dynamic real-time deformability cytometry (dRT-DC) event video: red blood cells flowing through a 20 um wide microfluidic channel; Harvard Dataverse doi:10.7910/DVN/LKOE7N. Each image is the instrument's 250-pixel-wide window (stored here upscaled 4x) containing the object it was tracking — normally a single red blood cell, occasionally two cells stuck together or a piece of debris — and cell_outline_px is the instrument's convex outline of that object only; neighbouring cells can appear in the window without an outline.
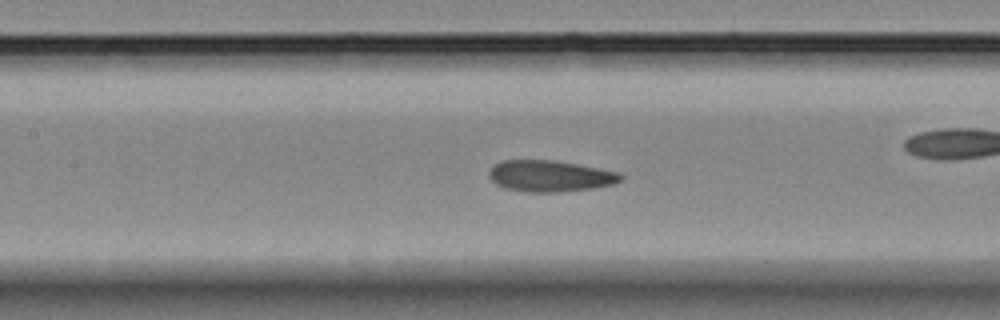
{"species": "Egyptian fruit bat (a non-hibernating species)", "species_latin": "Rousettus aegyptiacus", "temperature_condition": "room temperature", "stored_images_in_passage": 8, "camera_frame_rate_fps": 3000, "um_per_image_px": 0.085, "animal": {"sex": "female"}, "frame": {"image": 1, "passage_image": 6, "time_ms": 1.667, "image_size_px": [1000, 320], "cell_outline_px": [[624, 180], [612, 184], [592, 188], [556, 192], [528, 192], [504, 188], [496, 184], [488, 176], [488, 172], [496, 164], [504, 160], [552, 160], [576, 164], [620, 172], [624, 176]], "centroid_in_image_um": [46.77, 14.96], "position_along_channel_um": 160.6, "area_um2": 23.93}}